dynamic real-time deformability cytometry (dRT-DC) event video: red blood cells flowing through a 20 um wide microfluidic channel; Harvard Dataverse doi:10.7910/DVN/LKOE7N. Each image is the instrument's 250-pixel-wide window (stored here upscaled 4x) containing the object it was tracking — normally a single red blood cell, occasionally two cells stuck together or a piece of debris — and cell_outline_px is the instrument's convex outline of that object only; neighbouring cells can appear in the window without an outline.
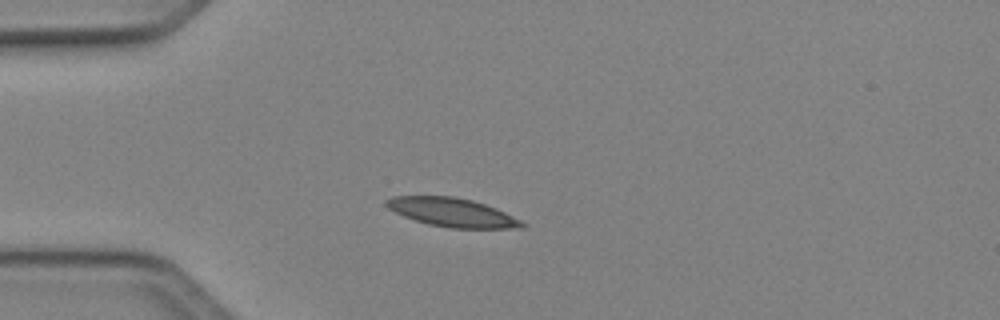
{"species": "Egyptian fruit bat (a non-hibernating species)", "species_latin": "Rousettus aegyptiacus", "temperature_condition": "cold", "stored_images_in_passage": 37, "camera_frame_rate_fps": 3000, "um_per_image_px": 0.085, "animal": {"sex": "female"}, "frame": {"image": 1, "passage_image": 1, "time_ms": 0.0, "image_size_px": [1000, 320], "cell_outline_px": [[528, 224], [524, 228], [452, 228], [428, 224], [404, 216], [388, 208], [384, 204], [384, 200], [392, 196], [452, 196], [472, 200], [496, 208]], "centroid_in_image_um": [38.43, 18.05], "position_along_channel_um": 46.6, "area_um2": 22.6}}
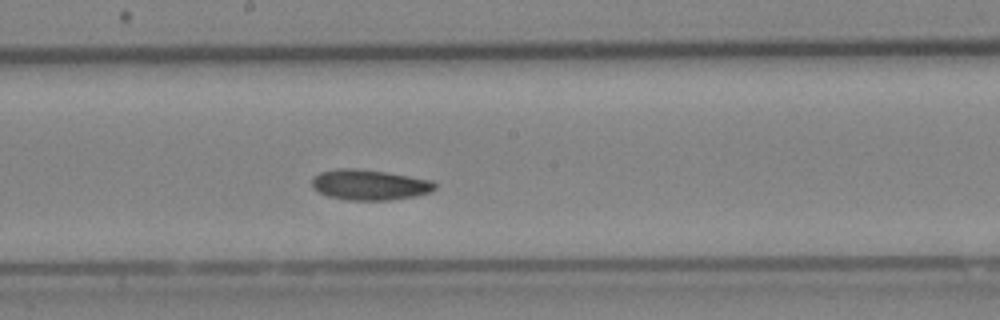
{"frame": {"image": 2, "passage_image": 15, "time_ms": 4.667, "image_size_px": [1000, 320], "cell_outline_px": [[436, 188], [432, 192], [416, 196], [392, 200], [348, 200], [328, 196], [312, 188], [312, 176], [320, 172], [336, 168], [356, 168], [384, 172], [432, 180], [436, 184]], "centroid_in_image_um": [31.4, 15.71], "position_along_channel_um": 216.8, "area_um2": 21.96}}
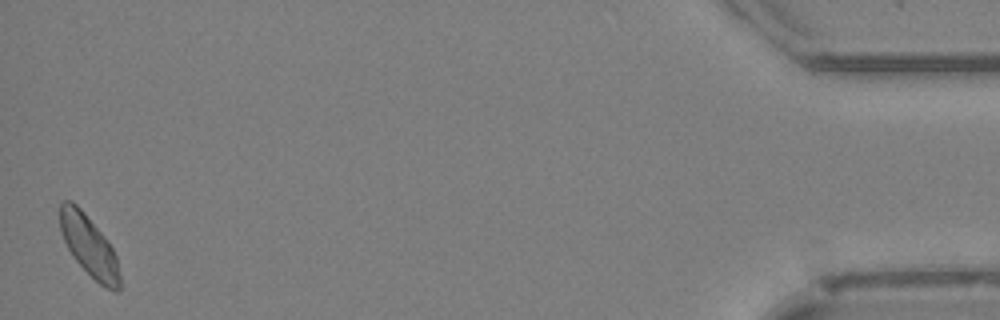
{"frame": {"image": 3, "passage_image": 37, "time_ms": 12.0, "image_size_px": [1000, 320], "cell_outline_px": [[120, 292], [116, 292], [100, 284], [72, 256], [60, 232], [60, 204], [64, 200], [72, 200], [84, 212], [104, 236], [112, 248], [116, 256], [120, 276]], "centroid_in_image_um": [7.57, 20.89], "position_along_channel_um": 427.6, "area_um2": 20.92}}